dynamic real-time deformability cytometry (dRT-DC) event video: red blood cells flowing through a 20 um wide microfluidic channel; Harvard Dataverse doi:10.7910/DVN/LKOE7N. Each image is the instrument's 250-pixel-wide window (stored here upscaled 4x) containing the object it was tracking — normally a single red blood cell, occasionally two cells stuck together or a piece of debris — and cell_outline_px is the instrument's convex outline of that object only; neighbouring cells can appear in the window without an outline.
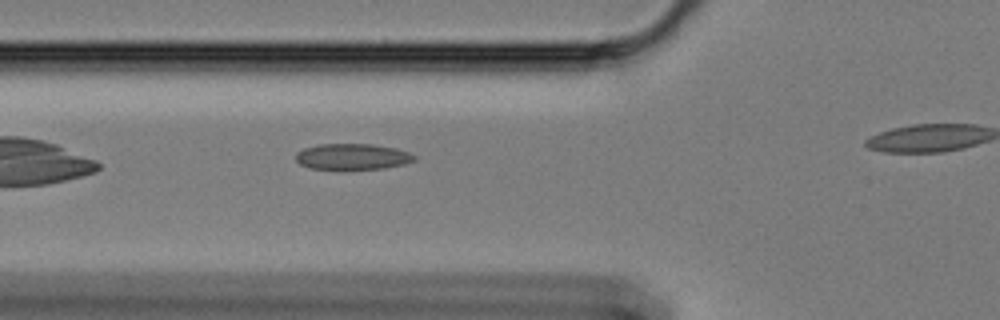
{"species": "Egyptian fruit bat (a non-hibernating species)", "species_latin": "Rousettus aegyptiacus", "temperature_condition": "cold", "stored_images_in_passage": 30, "camera_frame_rate_fps": 3000, "um_per_image_px": 0.085, "animal": {"sex": "female"}, "frame": {"image": 1, "passage_image": 3, "time_ms": 0.667, "image_size_px": [1000, 320], "cell_outline_px": [[416, 160], [404, 164], [384, 168], [340, 172], [308, 168], [300, 164], [296, 160], [296, 152], [304, 148], [316, 144], [372, 144], [396, 148], [408, 152], [416, 156]], "centroid_in_image_um": [29.91, 13.36], "position_along_channel_um": 95.9, "area_um2": 18.84}}
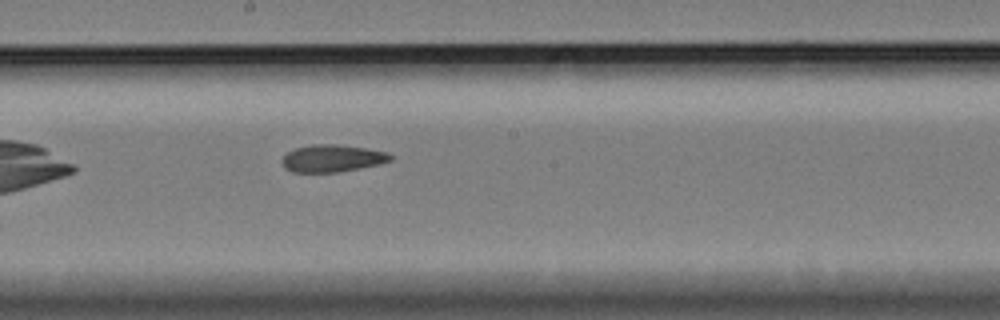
{"frame": {"image": 2, "passage_image": 14, "time_ms": 4.333, "image_size_px": [1000, 320], "cell_outline_px": [[392, 160], [376, 164], [336, 172], [292, 172], [284, 168], [280, 160], [288, 152], [296, 148], [312, 144], [336, 144], [364, 148], [388, 152], [392, 156]], "centroid_in_image_um": [28.18, 13.45], "position_along_channel_um": 220.0, "area_um2": 16.99}}
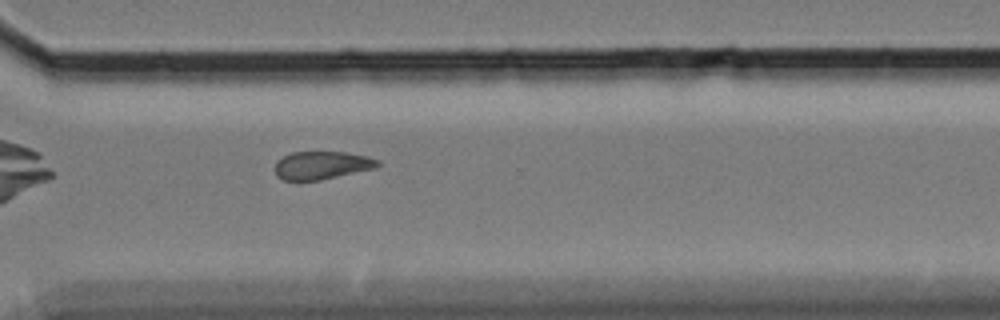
{"frame": {"image": 3, "passage_image": 25, "time_ms": 8.0, "image_size_px": [1000, 320], "cell_outline_px": [[380, 164], [376, 168], [320, 180], [284, 180], [276, 176], [276, 160], [292, 152], [344, 152], [368, 156], [380, 160]], "centroid_in_image_um": [27.38, 14.04], "position_along_channel_um": 343.2, "area_um2": 16.76}}